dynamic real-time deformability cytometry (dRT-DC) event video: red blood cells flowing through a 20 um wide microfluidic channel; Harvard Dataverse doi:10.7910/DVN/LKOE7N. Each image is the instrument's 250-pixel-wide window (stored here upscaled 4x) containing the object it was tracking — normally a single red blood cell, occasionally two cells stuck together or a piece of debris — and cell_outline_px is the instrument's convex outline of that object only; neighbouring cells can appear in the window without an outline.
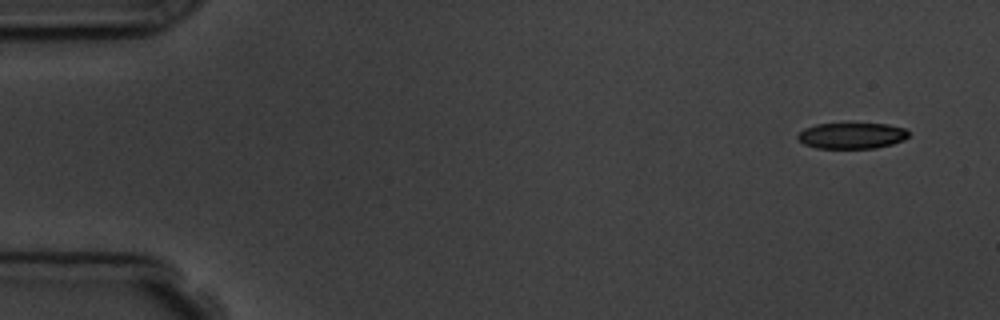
{"species": "common noctule bat (a hibernating species)", "species_latin": "Nyctalus noctula", "temperature_condition": "room temperature", "stored_images_in_passage": 8, "camera_frame_rate_fps": 3000, "um_per_image_px": 0.085, "animal": {"sex": "male", "body_mass_g": 19.5, "forearm_length_mm": 54.6}, "frame": {"image": 1, "passage_image": 1, "time_ms": 0.0, "image_size_px": [1000, 320], "cell_outline_px": [[908, 136], [904, 140], [892, 144], [876, 148], [816, 148], [804, 144], [796, 136], [804, 128], [816, 124], [888, 124], [904, 128], [908, 132]], "centroid_in_image_um": [72.4, 11.53], "position_along_channel_um": 12.6, "area_um2": 16.7}}
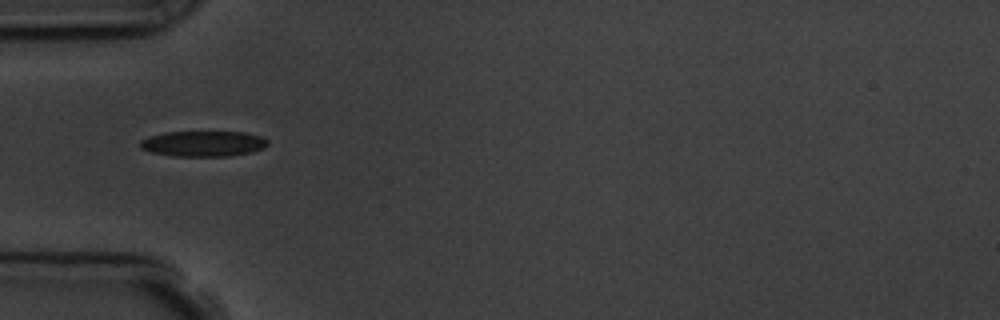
{"frame": {"image": 2, "passage_image": 5, "time_ms": 4.667, "image_size_px": [1000, 320], "cell_outline_px": [[268, 144], [264, 148], [252, 152], [232, 156], [172, 156], [152, 152], [140, 148], [140, 140], [152, 136], [168, 132], [244, 132], [260, 136], [268, 140]], "centroid_in_image_um": [17.31, 12.22], "position_along_channel_um": 67.7, "area_um2": 18.96}}